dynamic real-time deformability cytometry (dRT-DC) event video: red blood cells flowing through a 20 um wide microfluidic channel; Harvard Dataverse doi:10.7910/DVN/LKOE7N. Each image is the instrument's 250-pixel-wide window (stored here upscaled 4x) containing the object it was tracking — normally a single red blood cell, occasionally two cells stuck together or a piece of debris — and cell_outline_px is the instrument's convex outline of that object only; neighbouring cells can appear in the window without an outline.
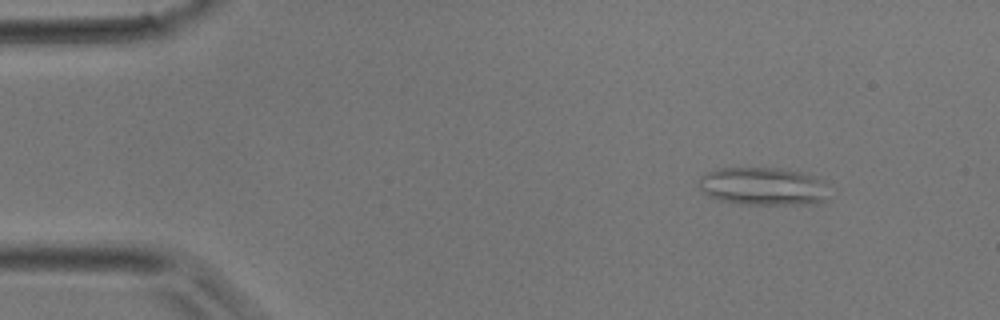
{"species": "common noctule bat (a hibernating species)", "species_latin": "Nyctalus noctula", "temperature_condition": "room temperature", "stored_images_in_passage": 4, "camera_frame_rate_fps": 3000, "um_per_image_px": 0.085, "animal": {"sex": "male", "body_mass_g": 17.9}, "frame": {"image": 1, "passage_image": 2, "time_ms": 1.0, "image_size_px": [1000, 320], "cell_outline_px": [[828, 200], [816, 204], [740, 204], [716, 200], [708, 196], [700, 188], [700, 176], [704, 172], [720, 168], [780, 168], [800, 172], [824, 180]], "centroid_in_image_um": [64.85, 15.85], "position_along_channel_um": 20.1, "area_um2": 29.02}}